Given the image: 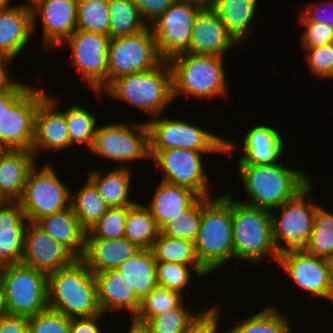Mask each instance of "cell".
Instances as JSON below:
<instances>
[{
	"label": "cell",
	"instance_id": "7dc6e473",
	"mask_svg": "<svg viewBox=\"0 0 333 333\" xmlns=\"http://www.w3.org/2000/svg\"><path fill=\"white\" fill-rule=\"evenodd\" d=\"M310 72L319 78H333V43L304 49Z\"/></svg>",
	"mask_w": 333,
	"mask_h": 333
},
{
	"label": "cell",
	"instance_id": "30bf717a",
	"mask_svg": "<svg viewBox=\"0 0 333 333\" xmlns=\"http://www.w3.org/2000/svg\"><path fill=\"white\" fill-rule=\"evenodd\" d=\"M111 123L98 126L91 147L92 154L121 163L150 159L149 127L147 122L133 124ZM124 164V165H123Z\"/></svg>",
	"mask_w": 333,
	"mask_h": 333
},
{
	"label": "cell",
	"instance_id": "6125c7cd",
	"mask_svg": "<svg viewBox=\"0 0 333 333\" xmlns=\"http://www.w3.org/2000/svg\"><path fill=\"white\" fill-rule=\"evenodd\" d=\"M10 2V0H0V9L12 7L13 5L10 6Z\"/></svg>",
	"mask_w": 333,
	"mask_h": 333
},
{
	"label": "cell",
	"instance_id": "4dcf8cb0",
	"mask_svg": "<svg viewBox=\"0 0 333 333\" xmlns=\"http://www.w3.org/2000/svg\"><path fill=\"white\" fill-rule=\"evenodd\" d=\"M104 174L100 170H92L88 172L87 178L96 186L109 207L131 206L136 203L129 199L132 176L128 167H116Z\"/></svg>",
	"mask_w": 333,
	"mask_h": 333
},
{
	"label": "cell",
	"instance_id": "f907efd6",
	"mask_svg": "<svg viewBox=\"0 0 333 333\" xmlns=\"http://www.w3.org/2000/svg\"><path fill=\"white\" fill-rule=\"evenodd\" d=\"M175 1L176 0H133V3L137 7L141 18L143 17V21L147 25H150L167 11Z\"/></svg>",
	"mask_w": 333,
	"mask_h": 333
},
{
	"label": "cell",
	"instance_id": "ac0fdd59",
	"mask_svg": "<svg viewBox=\"0 0 333 333\" xmlns=\"http://www.w3.org/2000/svg\"><path fill=\"white\" fill-rule=\"evenodd\" d=\"M31 10L32 31L40 16L46 50L58 47L77 30V0H38Z\"/></svg>",
	"mask_w": 333,
	"mask_h": 333
},
{
	"label": "cell",
	"instance_id": "7c38bea8",
	"mask_svg": "<svg viewBox=\"0 0 333 333\" xmlns=\"http://www.w3.org/2000/svg\"><path fill=\"white\" fill-rule=\"evenodd\" d=\"M162 61L150 26L136 34L111 38L108 52V86L119 77L151 70Z\"/></svg>",
	"mask_w": 333,
	"mask_h": 333
},
{
	"label": "cell",
	"instance_id": "277c9868",
	"mask_svg": "<svg viewBox=\"0 0 333 333\" xmlns=\"http://www.w3.org/2000/svg\"><path fill=\"white\" fill-rule=\"evenodd\" d=\"M104 91L153 118L162 115V111L174 100L170 63L163 60L151 70L119 77Z\"/></svg>",
	"mask_w": 333,
	"mask_h": 333
},
{
	"label": "cell",
	"instance_id": "4fadbf2b",
	"mask_svg": "<svg viewBox=\"0 0 333 333\" xmlns=\"http://www.w3.org/2000/svg\"><path fill=\"white\" fill-rule=\"evenodd\" d=\"M110 37L77 29L63 43L72 51L70 65L87 80L89 88L100 95L108 87V52Z\"/></svg>",
	"mask_w": 333,
	"mask_h": 333
},
{
	"label": "cell",
	"instance_id": "680465c9",
	"mask_svg": "<svg viewBox=\"0 0 333 333\" xmlns=\"http://www.w3.org/2000/svg\"><path fill=\"white\" fill-rule=\"evenodd\" d=\"M6 314L5 308V296H4V285L0 276V316Z\"/></svg>",
	"mask_w": 333,
	"mask_h": 333
},
{
	"label": "cell",
	"instance_id": "7a4b0ae2",
	"mask_svg": "<svg viewBox=\"0 0 333 333\" xmlns=\"http://www.w3.org/2000/svg\"><path fill=\"white\" fill-rule=\"evenodd\" d=\"M48 308L71 319L102 313L95 276L81 259L48 274Z\"/></svg>",
	"mask_w": 333,
	"mask_h": 333
},
{
	"label": "cell",
	"instance_id": "94428289",
	"mask_svg": "<svg viewBox=\"0 0 333 333\" xmlns=\"http://www.w3.org/2000/svg\"><path fill=\"white\" fill-rule=\"evenodd\" d=\"M191 1L192 3L198 4L201 7H212L214 0H187Z\"/></svg>",
	"mask_w": 333,
	"mask_h": 333
},
{
	"label": "cell",
	"instance_id": "5bb4252c",
	"mask_svg": "<svg viewBox=\"0 0 333 333\" xmlns=\"http://www.w3.org/2000/svg\"><path fill=\"white\" fill-rule=\"evenodd\" d=\"M201 8L191 1L176 0L149 25L155 38L156 49L164 61L188 50L194 20Z\"/></svg>",
	"mask_w": 333,
	"mask_h": 333
},
{
	"label": "cell",
	"instance_id": "f6af8a7d",
	"mask_svg": "<svg viewBox=\"0 0 333 333\" xmlns=\"http://www.w3.org/2000/svg\"><path fill=\"white\" fill-rule=\"evenodd\" d=\"M192 269L191 266L177 262H156L158 286L182 294L181 291L189 285Z\"/></svg>",
	"mask_w": 333,
	"mask_h": 333
},
{
	"label": "cell",
	"instance_id": "d6986e66",
	"mask_svg": "<svg viewBox=\"0 0 333 333\" xmlns=\"http://www.w3.org/2000/svg\"><path fill=\"white\" fill-rule=\"evenodd\" d=\"M76 259L67 248L55 241L35 222L28 223L21 263L48 275L71 265Z\"/></svg>",
	"mask_w": 333,
	"mask_h": 333
},
{
	"label": "cell",
	"instance_id": "4316f807",
	"mask_svg": "<svg viewBox=\"0 0 333 333\" xmlns=\"http://www.w3.org/2000/svg\"><path fill=\"white\" fill-rule=\"evenodd\" d=\"M139 248L125 237L119 239H86L85 251L81 260L93 273L117 269Z\"/></svg>",
	"mask_w": 333,
	"mask_h": 333
},
{
	"label": "cell",
	"instance_id": "ab89813d",
	"mask_svg": "<svg viewBox=\"0 0 333 333\" xmlns=\"http://www.w3.org/2000/svg\"><path fill=\"white\" fill-rule=\"evenodd\" d=\"M305 251L327 258L333 254V212L318 206L315 212L313 230Z\"/></svg>",
	"mask_w": 333,
	"mask_h": 333
},
{
	"label": "cell",
	"instance_id": "8d00e7d4",
	"mask_svg": "<svg viewBox=\"0 0 333 333\" xmlns=\"http://www.w3.org/2000/svg\"><path fill=\"white\" fill-rule=\"evenodd\" d=\"M288 320L284 313L271 305L237 323L226 333H291Z\"/></svg>",
	"mask_w": 333,
	"mask_h": 333
},
{
	"label": "cell",
	"instance_id": "74e56055",
	"mask_svg": "<svg viewBox=\"0 0 333 333\" xmlns=\"http://www.w3.org/2000/svg\"><path fill=\"white\" fill-rule=\"evenodd\" d=\"M183 299V295L179 292L157 286L140 300L138 311L132 319L146 324L156 315L178 308Z\"/></svg>",
	"mask_w": 333,
	"mask_h": 333
},
{
	"label": "cell",
	"instance_id": "be15d7a7",
	"mask_svg": "<svg viewBox=\"0 0 333 333\" xmlns=\"http://www.w3.org/2000/svg\"><path fill=\"white\" fill-rule=\"evenodd\" d=\"M6 202H8V200L0 192V204L1 203H6Z\"/></svg>",
	"mask_w": 333,
	"mask_h": 333
},
{
	"label": "cell",
	"instance_id": "f5cc1de1",
	"mask_svg": "<svg viewBox=\"0 0 333 333\" xmlns=\"http://www.w3.org/2000/svg\"><path fill=\"white\" fill-rule=\"evenodd\" d=\"M0 333H30L28 317L7 313L1 315Z\"/></svg>",
	"mask_w": 333,
	"mask_h": 333
},
{
	"label": "cell",
	"instance_id": "7bdbcfd3",
	"mask_svg": "<svg viewBox=\"0 0 333 333\" xmlns=\"http://www.w3.org/2000/svg\"><path fill=\"white\" fill-rule=\"evenodd\" d=\"M129 206L110 207L86 233V239H119L124 237Z\"/></svg>",
	"mask_w": 333,
	"mask_h": 333
},
{
	"label": "cell",
	"instance_id": "ba28073f",
	"mask_svg": "<svg viewBox=\"0 0 333 333\" xmlns=\"http://www.w3.org/2000/svg\"><path fill=\"white\" fill-rule=\"evenodd\" d=\"M6 313L32 317L48 308V275L23 263L0 268Z\"/></svg>",
	"mask_w": 333,
	"mask_h": 333
},
{
	"label": "cell",
	"instance_id": "5b68a950",
	"mask_svg": "<svg viewBox=\"0 0 333 333\" xmlns=\"http://www.w3.org/2000/svg\"><path fill=\"white\" fill-rule=\"evenodd\" d=\"M225 58L217 55L182 53L168 62L172 69L173 99L180 94L212 99L227 96Z\"/></svg>",
	"mask_w": 333,
	"mask_h": 333
},
{
	"label": "cell",
	"instance_id": "b9f144b4",
	"mask_svg": "<svg viewBox=\"0 0 333 333\" xmlns=\"http://www.w3.org/2000/svg\"><path fill=\"white\" fill-rule=\"evenodd\" d=\"M203 212V197L200 196L180 217H177L161 228V233L195 243Z\"/></svg>",
	"mask_w": 333,
	"mask_h": 333
},
{
	"label": "cell",
	"instance_id": "816d5d0a",
	"mask_svg": "<svg viewBox=\"0 0 333 333\" xmlns=\"http://www.w3.org/2000/svg\"><path fill=\"white\" fill-rule=\"evenodd\" d=\"M333 0H331L330 4L333 3ZM325 3L320 4V6L316 3H311L310 6L306 7L307 11H302L303 13L300 16L299 22H313V23H318V24H326L329 25L333 28V10L330 11L329 13L323 8L321 9L322 5ZM329 2L326 3V5L330 6ZM316 5V6H315ZM333 8V7H332ZM328 13V15H326ZM325 14V15H324Z\"/></svg>",
	"mask_w": 333,
	"mask_h": 333
},
{
	"label": "cell",
	"instance_id": "2e32d148",
	"mask_svg": "<svg viewBox=\"0 0 333 333\" xmlns=\"http://www.w3.org/2000/svg\"><path fill=\"white\" fill-rule=\"evenodd\" d=\"M203 153L181 148L150 150L153 160L163 173L162 181L190 188L202 197L210 196L208 176L204 173Z\"/></svg>",
	"mask_w": 333,
	"mask_h": 333
},
{
	"label": "cell",
	"instance_id": "db71d44e",
	"mask_svg": "<svg viewBox=\"0 0 333 333\" xmlns=\"http://www.w3.org/2000/svg\"><path fill=\"white\" fill-rule=\"evenodd\" d=\"M104 316V313L83 318H72L70 324V333H102L99 328V318Z\"/></svg>",
	"mask_w": 333,
	"mask_h": 333
},
{
	"label": "cell",
	"instance_id": "603a6c76",
	"mask_svg": "<svg viewBox=\"0 0 333 333\" xmlns=\"http://www.w3.org/2000/svg\"><path fill=\"white\" fill-rule=\"evenodd\" d=\"M97 284L98 303L102 313L128 311L130 319L135 316L140 298L129 282L116 269L94 274Z\"/></svg>",
	"mask_w": 333,
	"mask_h": 333
},
{
	"label": "cell",
	"instance_id": "1f68e13d",
	"mask_svg": "<svg viewBox=\"0 0 333 333\" xmlns=\"http://www.w3.org/2000/svg\"><path fill=\"white\" fill-rule=\"evenodd\" d=\"M142 299L158 286L156 260L150 249H140L116 269Z\"/></svg>",
	"mask_w": 333,
	"mask_h": 333
},
{
	"label": "cell",
	"instance_id": "44dd1931",
	"mask_svg": "<svg viewBox=\"0 0 333 333\" xmlns=\"http://www.w3.org/2000/svg\"><path fill=\"white\" fill-rule=\"evenodd\" d=\"M56 105H58L57 100L47 94L37 107L31 150L35 157L40 149L57 152L70 148L65 112L56 111Z\"/></svg>",
	"mask_w": 333,
	"mask_h": 333
},
{
	"label": "cell",
	"instance_id": "ffe728a7",
	"mask_svg": "<svg viewBox=\"0 0 333 333\" xmlns=\"http://www.w3.org/2000/svg\"><path fill=\"white\" fill-rule=\"evenodd\" d=\"M239 45L212 7H202L194 20L191 41L185 53L224 57L226 50Z\"/></svg>",
	"mask_w": 333,
	"mask_h": 333
},
{
	"label": "cell",
	"instance_id": "484cf974",
	"mask_svg": "<svg viewBox=\"0 0 333 333\" xmlns=\"http://www.w3.org/2000/svg\"><path fill=\"white\" fill-rule=\"evenodd\" d=\"M244 154L240 156L238 165L273 164L280 162L284 153V139L273 127L255 125L243 138Z\"/></svg>",
	"mask_w": 333,
	"mask_h": 333
},
{
	"label": "cell",
	"instance_id": "836d02e7",
	"mask_svg": "<svg viewBox=\"0 0 333 333\" xmlns=\"http://www.w3.org/2000/svg\"><path fill=\"white\" fill-rule=\"evenodd\" d=\"M161 229L149 208L140 203L129 206L124 237L141 249H151Z\"/></svg>",
	"mask_w": 333,
	"mask_h": 333
},
{
	"label": "cell",
	"instance_id": "d6a6232c",
	"mask_svg": "<svg viewBox=\"0 0 333 333\" xmlns=\"http://www.w3.org/2000/svg\"><path fill=\"white\" fill-rule=\"evenodd\" d=\"M156 262H177L192 266L196 277L210 274L199 262L193 242L160 232L151 249Z\"/></svg>",
	"mask_w": 333,
	"mask_h": 333
},
{
	"label": "cell",
	"instance_id": "f1b7e54d",
	"mask_svg": "<svg viewBox=\"0 0 333 333\" xmlns=\"http://www.w3.org/2000/svg\"><path fill=\"white\" fill-rule=\"evenodd\" d=\"M199 197L190 188L161 181L147 207L161 229L180 217Z\"/></svg>",
	"mask_w": 333,
	"mask_h": 333
},
{
	"label": "cell",
	"instance_id": "11a10c76",
	"mask_svg": "<svg viewBox=\"0 0 333 333\" xmlns=\"http://www.w3.org/2000/svg\"><path fill=\"white\" fill-rule=\"evenodd\" d=\"M14 58L0 54V92L11 91V90H26L29 85L22 82H14L9 76L7 70V63L12 61Z\"/></svg>",
	"mask_w": 333,
	"mask_h": 333
},
{
	"label": "cell",
	"instance_id": "f546056e",
	"mask_svg": "<svg viewBox=\"0 0 333 333\" xmlns=\"http://www.w3.org/2000/svg\"><path fill=\"white\" fill-rule=\"evenodd\" d=\"M257 2L258 0H214L212 8L239 44L250 36Z\"/></svg>",
	"mask_w": 333,
	"mask_h": 333
},
{
	"label": "cell",
	"instance_id": "d590c367",
	"mask_svg": "<svg viewBox=\"0 0 333 333\" xmlns=\"http://www.w3.org/2000/svg\"><path fill=\"white\" fill-rule=\"evenodd\" d=\"M109 37L136 34L148 25L141 18L133 0H109Z\"/></svg>",
	"mask_w": 333,
	"mask_h": 333
},
{
	"label": "cell",
	"instance_id": "ee69618b",
	"mask_svg": "<svg viewBox=\"0 0 333 333\" xmlns=\"http://www.w3.org/2000/svg\"><path fill=\"white\" fill-rule=\"evenodd\" d=\"M186 305L182 303L178 308L169 309L151 318L146 325L149 327L151 333H183L188 324L200 312L191 314L186 309Z\"/></svg>",
	"mask_w": 333,
	"mask_h": 333
},
{
	"label": "cell",
	"instance_id": "bcb514c9",
	"mask_svg": "<svg viewBox=\"0 0 333 333\" xmlns=\"http://www.w3.org/2000/svg\"><path fill=\"white\" fill-rule=\"evenodd\" d=\"M30 333H70L71 318L50 308L28 318Z\"/></svg>",
	"mask_w": 333,
	"mask_h": 333
},
{
	"label": "cell",
	"instance_id": "cb8c5ba5",
	"mask_svg": "<svg viewBox=\"0 0 333 333\" xmlns=\"http://www.w3.org/2000/svg\"><path fill=\"white\" fill-rule=\"evenodd\" d=\"M32 33L31 6L24 3L0 9V54L17 57Z\"/></svg>",
	"mask_w": 333,
	"mask_h": 333
},
{
	"label": "cell",
	"instance_id": "d4e9b609",
	"mask_svg": "<svg viewBox=\"0 0 333 333\" xmlns=\"http://www.w3.org/2000/svg\"><path fill=\"white\" fill-rule=\"evenodd\" d=\"M36 158L27 149H0V192L8 201H19Z\"/></svg>",
	"mask_w": 333,
	"mask_h": 333
},
{
	"label": "cell",
	"instance_id": "e575fe53",
	"mask_svg": "<svg viewBox=\"0 0 333 333\" xmlns=\"http://www.w3.org/2000/svg\"><path fill=\"white\" fill-rule=\"evenodd\" d=\"M70 206L86 231L93 227L110 208L88 178L73 197L71 192Z\"/></svg>",
	"mask_w": 333,
	"mask_h": 333
},
{
	"label": "cell",
	"instance_id": "7402d4cb",
	"mask_svg": "<svg viewBox=\"0 0 333 333\" xmlns=\"http://www.w3.org/2000/svg\"><path fill=\"white\" fill-rule=\"evenodd\" d=\"M28 223L19 201L0 204V268L22 262Z\"/></svg>",
	"mask_w": 333,
	"mask_h": 333
},
{
	"label": "cell",
	"instance_id": "52a82bcc",
	"mask_svg": "<svg viewBox=\"0 0 333 333\" xmlns=\"http://www.w3.org/2000/svg\"><path fill=\"white\" fill-rule=\"evenodd\" d=\"M146 121L149 127L150 150L181 148L199 152H222L232 155L235 142L213 134L185 120L158 119Z\"/></svg>",
	"mask_w": 333,
	"mask_h": 333
},
{
	"label": "cell",
	"instance_id": "6f0895ef",
	"mask_svg": "<svg viewBox=\"0 0 333 333\" xmlns=\"http://www.w3.org/2000/svg\"><path fill=\"white\" fill-rule=\"evenodd\" d=\"M128 333H151V332L146 324L137 322L131 318V326Z\"/></svg>",
	"mask_w": 333,
	"mask_h": 333
},
{
	"label": "cell",
	"instance_id": "3957f363",
	"mask_svg": "<svg viewBox=\"0 0 333 333\" xmlns=\"http://www.w3.org/2000/svg\"><path fill=\"white\" fill-rule=\"evenodd\" d=\"M232 197L229 193L215 199L203 197L202 219L194 245L199 262L210 274L234 259Z\"/></svg>",
	"mask_w": 333,
	"mask_h": 333
},
{
	"label": "cell",
	"instance_id": "e7e4bbea",
	"mask_svg": "<svg viewBox=\"0 0 333 333\" xmlns=\"http://www.w3.org/2000/svg\"><path fill=\"white\" fill-rule=\"evenodd\" d=\"M29 2L28 3H26V5H28V6H31V5H33L36 1H38V0H28Z\"/></svg>",
	"mask_w": 333,
	"mask_h": 333
},
{
	"label": "cell",
	"instance_id": "83f0119b",
	"mask_svg": "<svg viewBox=\"0 0 333 333\" xmlns=\"http://www.w3.org/2000/svg\"><path fill=\"white\" fill-rule=\"evenodd\" d=\"M35 223L77 259L82 258L87 231L80 224L71 206L63 211L45 215Z\"/></svg>",
	"mask_w": 333,
	"mask_h": 333
},
{
	"label": "cell",
	"instance_id": "60d3db41",
	"mask_svg": "<svg viewBox=\"0 0 333 333\" xmlns=\"http://www.w3.org/2000/svg\"><path fill=\"white\" fill-rule=\"evenodd\" d=\"M65 120L70 137V147L85 143L91 149L98 125L96 117L89 110L74 105L65 111Z\"/></svg>",
	"mask_w": 333,
	"mask_h": 333
},
{
	"label": "cell",
	"instance_id": "c3c4849f",
	"mask_svg": "<svg viewBox=\"0 0 333 333\" xmlns=\"http://www.w3.org/2000/svg\"><path fill=\"white\" fill-rule=\"evenodd\" d=\"M300 23L305 28L301 36L303 48L308 49L333 43V28L331 26L313 22Z\"/></svg>",
	"mask_w": 333,
	"mask_h": 333
},
{
	"label": "cell",
	"instance_id": "681fc988",
	"mask_svg": "<svg viewBox=\"0 0 333 333\" xmlns=\"http://www.w3.org/2000/svg\"><path fill=\"white\" fill-rule=\"evenodd\" d=\"M216 306L203 308L196 314L183 333H218L221 311Z\"/></svg>",
	"mask_w": 333,
	"mask_h": 333
},
{
	"label": "cell",
	"instance_id": "8992f818",
	"mask_svg": "<svg viewBox=\"0 0 333 333\" xmlns=\"http://www.w3.org/2000/svg\"><path fill=\"white\" fill-rule=\"evenodd\" d=\"M232 231L236 259L257 265L262 257L270 254L277 262L279 255L273 241L270 210L251 207L232 198Z\"/></svg>",
	"mask_w": 333,
	"mask_h": 333
},
{
	"label": "cell",
	"instance_id": "e0dca14e",
	"mask_svg": "<svg viewBox=\"0 0 333 333\" xmlns=\"http://www.w3.org/2000/svg\"><path fill=\"white\" fill-rule=\"evenodd\" d=\"M277 263L304 292L333 301V286L325 258L305 250L289 251L279 255Z\"/></svg>",
	"mask_w": 333,
	"mask_h": 333
},
{
	"label": "cell",
	"instance_id": "8fae6325",
	"mask_svg": "<svg viewBox=\"0 0 333 333\" xmlns=\"http://www.w3.org/2000/svg\"><path fill=\"white\" fill-rule=\"evenodd\" d=\"M37 165L29 171L25 188L19 200L29 222H36L45 215L70 207L71 191L48 163L37 171Z\"/></svg>",
	"mask_w": 333,
	"mask_h": 333
},
{
	"label": "cell",
	"instance_id": "6da1fadb",
	"mask_svg": "<svg viewBox=\"0 0 333 333\" xmlns=\"http://www.w3.org/2000/svg\"><path fill=\"white\" fill-rule=\"evenodd\" d=\"M239 175L251 207L275 211L292 199L310 181L301 170H293L284 164L238 165Z\"/></svg>",
	"mask_w": 333,
	"mask_h": 333
},
{
	"label": "cell",
	"instance_id": "9f6ffc18",
	"mask_svg": "<svg viewBox=\"0 0 333 333\" xmlns=\"http://www.w3.org/2000/svg\"><path fill=\"white\" fill-rule=\"evenodd\" d=\"M25 90H11L0 92V117L4 110L8 107L24 92Z\"/></svg>",
	"mask_w": 333,
	"mask_h": 333
},
{
	"label": "cell",
	"instance_id": "9a60e30c",
	"mask_svg": "<svg viewBox=\"0 0 333 333\" xmlns=\"http://www.w3.org/2000/svg\"><path fill=\"white\" fill-rule=\"evenodd\" d=\"M47 96L42 89L29 86L0 117V149L32 150L35 114Z\"/></svg>",
	"mask_w": 333,
	"mask_h": 333
},
{
	"label": "cell",
	"instance_id": "91938a15",
	"mask_svg": "<svg viewBox=\"0 0 333 333\" xmlns=\"http://www.w3.org/2000/svg\"><path fill=\"white\" fill-rule=\"evenodd\" d=\"M326 262L328 266L329 278L333 286V254L326 258Z\"/></svg>",
	"mask_w": 333,
	"mask_h": 333
},
{
	"label": "cell",
	"instance_id": "f35d334b",
	"mask_svg": "<svg viewBox=\"0 0 333 333\" xmlns=\"http://www.w3.org/2000/svg\"><path fill=\"white\" fill-rule=\"evenodd\" d=\"M109 0H77V29L109 36Z\"/></svg>",
	"mask_w": 333,
	"mask_h": 333
},
{
	"label": "cell",
	"instance_id": "9c48e42d",
	"mask_svg": "<svg viewBox=\"0 0 333 333\" xmlns=\"http://www.w3.org/2000/svg\"><path fill=\"white\" fill-rule=\"evenodd\" d=\"M311 190L312 184L309 182L292 199L275 208L281 211L279 218L271 210L273 241L278 255L305 250L319 206L312 202L313 198L309 196Z\"/></svg>",
	"mask_w": 333,
	"mask_h": 333
}]
</instances>
